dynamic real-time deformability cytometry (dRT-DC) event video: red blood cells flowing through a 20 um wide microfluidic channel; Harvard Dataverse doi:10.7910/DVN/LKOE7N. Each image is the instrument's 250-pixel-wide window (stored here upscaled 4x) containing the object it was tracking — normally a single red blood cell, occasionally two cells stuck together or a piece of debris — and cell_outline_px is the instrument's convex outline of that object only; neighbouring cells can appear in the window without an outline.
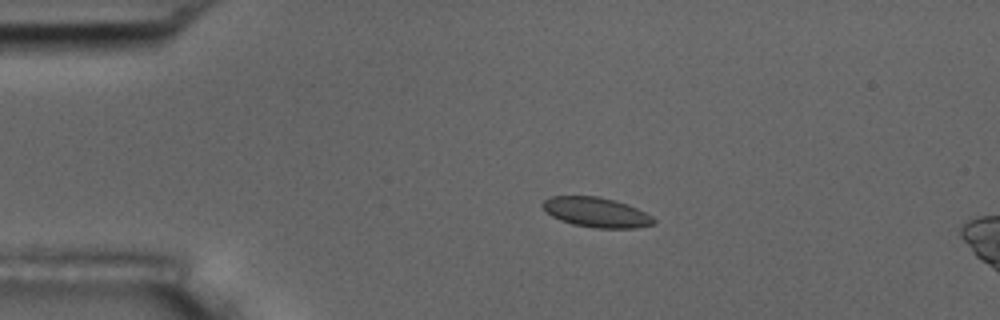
{"species": "common noctule bat (a hibernating species)", "species_latin": "Nyctalus noctula", "temperature_condition": "room temperature", "stored_images_in_passage": 5, "camera_frame_rate_fps": 3000, "um_per_image_px": 0.085, "animal": {"sex": "male", "body_mass_g": 17.5, "forearm_length_mm": 52.3}, "frame": {"image": 1, "passage_image": 3, "time_ms": 2.333, "image_size_px": [1000, 320], "cell_outline_px": [[656, 224], [636, 228], [596, 228], [572, 224], [560, 220], [552, 216], [540, 204], [544, 200], [552, 196], [600, 196], [628, 204], [652, 216], [656, 220]], "centroid_in_image_um": [50.71, 18.05], "position_along_channel_um": 34.3, "area_um2": 19.36}}